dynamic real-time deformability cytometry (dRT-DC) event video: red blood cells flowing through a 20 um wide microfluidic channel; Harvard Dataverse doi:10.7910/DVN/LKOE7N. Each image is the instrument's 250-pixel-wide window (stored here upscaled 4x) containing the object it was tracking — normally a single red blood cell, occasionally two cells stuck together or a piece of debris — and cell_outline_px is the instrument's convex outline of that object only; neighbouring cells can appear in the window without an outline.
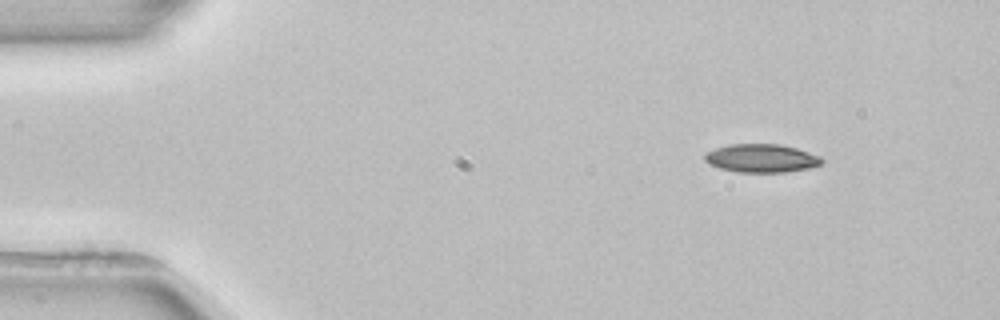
{"species": "common noctule bat (a hibernating species)", "species_latin": "Nyctalus noctula", "temperature_condition": "room temperature", "stored_images_in_passage": 3, "camera_frame_rate_fps": 3000, "um_per_image_px": 0.085, "animal": {"sex": "female", "body_mass_g": 22.7, "forearm_length_mm": 54.2}, "frame": {"image": 1, "passage_image": 1, "time_ms": 0.0, "image_size_px": [1000, 320], "cell_outline_px": [[824, 160], [820, 164], [812, 168], [784, 172], [736, 172], [720, 168], [708, 164], [704, 160], [704, 156], [708, 152], [716, 148], [728, 144], [780, 144], [796, 148], [820, 156]], "centroid_in_image_um": [64.72, 13.45], "position_along_channel_um": 20.3, "area_um2": 19.36}}